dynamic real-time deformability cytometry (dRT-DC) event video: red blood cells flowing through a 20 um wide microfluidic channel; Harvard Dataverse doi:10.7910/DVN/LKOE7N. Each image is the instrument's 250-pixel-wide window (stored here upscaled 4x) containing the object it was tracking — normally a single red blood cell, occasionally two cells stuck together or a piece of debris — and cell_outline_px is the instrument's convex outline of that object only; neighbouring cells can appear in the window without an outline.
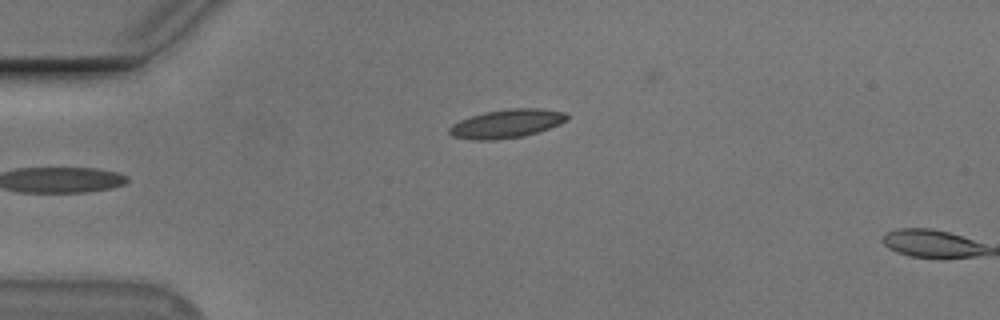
{"species": "Egyptian fruit bat (a non-hibernating species)", "species_latin": "Rousettus aegyptiacus", "temperature_condition": "cold", "stored_images_in_passage": 6, "camera_frame_rate_fps": 3000, "um_per_image_px": 0.085, "animal": {"sex": "male"}, "frame": {"image": 1, "passage_image": 5, "time_ms": 5.667, "image_size_px": [1000, 320], "cell_outline_px": [[568, 120], [560, 124], [524, 136], [496, 140], [476, 140], [452, 136], [448, 132], [448, 128], [452, 124], [460, 120], [484, 112], [508, 108], [540, 108], [564, 112], [568, 116]], "centroid_in_image_um": [43.06, 10.5], "position_along_channel_um": 41.9, "area_um2": 19.59}}